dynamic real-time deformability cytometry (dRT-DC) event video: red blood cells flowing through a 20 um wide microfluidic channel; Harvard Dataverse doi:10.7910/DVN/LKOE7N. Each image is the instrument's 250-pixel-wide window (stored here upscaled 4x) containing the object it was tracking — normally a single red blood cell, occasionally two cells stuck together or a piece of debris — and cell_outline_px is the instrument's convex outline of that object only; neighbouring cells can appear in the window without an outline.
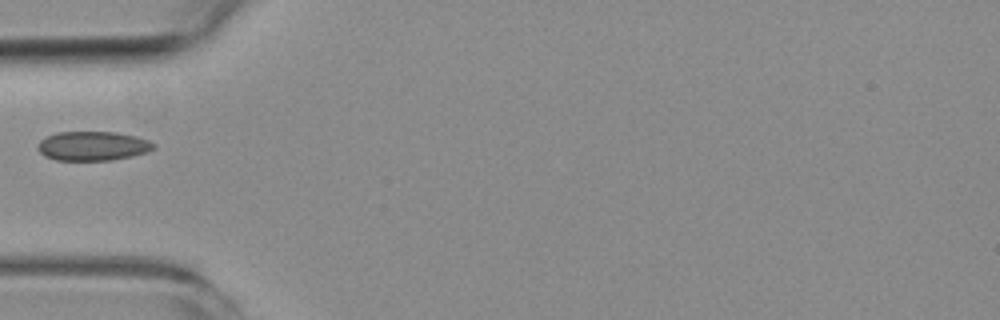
{"species": "common noctule bat (a hibernating species)", "species_latin": "Nyctalus noctula", "temperature_condition": "room temperature", "stored_images_in_passage": 1, "camera_frame_rate_fps": 3000, "um_per_image_px": 0.085, "animal": {"sex": "female", "body_mass_g": 19.3, "forearm_length_mm": 54.1}, "frame": {"image": 1, "passage_image": 1, "time_ms": 0.0, "image_size_px": [1000, 320], "cell_outline_px": [[156, 148], [132, 156], [112, 160], [56, 160], [44, 156], [36, 148], [36, 144], [40, 140], [56, 132], [116, 132], [136, 136], [148, 140], [156, 144]], "centroid_in_image_um": [7.86, 12.4], "position_along_channel_um": 77.1, "area_um2": 19.83}}